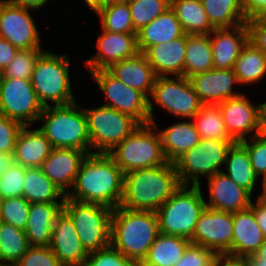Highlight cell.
Here are the masks:
<instances>
[{
  "label": "cell",
  "mask_w": 266,
  "mask_h": 266,
  "mask_svg": "<svg viewBox=\"0 0 266 266\" xmlns=\"http://www.w3.org/2000/svg\"><path fill=\"white\" fill-rule=\"evenodd\" d=\"M123 184L124 173L108 153H91L81 162L67 197L114 209L120 206Z\"/></svg>",
  "instance_id": "6da1fadb"
},
{
  "label": "cell",
  "mask_w": 266,
  "mask_h": 266,
  "mask_svg": "<svg viewBox=\"0 0 266 266\" xmlns=\"http://www.w3.org/2000/svg\"><path fill=\"white\" fill-rule=\"evenodd\" d=\"M180 186L174 163L134 170L124 174L120 206L155 212Z\"/></svg>",
  "instance_id": "7a4b0ae2"
},
{
  "label": "cell",
  "mask_w": 266,
  "mask_h": 266,
  "mask_svg": "<svg viewBox=\"0 0 266 266\" xmlns=\"http://www.w3.org/2000/svg\"><path fill=\"white\" fill-rule=\"evenodd\" d=\"M156 212L118 206L111 216L110 245L137 266L159 235Z\"/></svg>",
  "instance_id": "3957f363"
},
{
  "label": "cell",
  "mask_w": 266,
  "mask_h": 266,
  "mask_svg": "<svg viewBox=\"0 0 266 266\" xmlns=\"http://www.w3.org/2000/svg\"><path fill=\"white\" fill-rule=\"evenodd\" d=\"M80 101L46 106L36 123L53 148H72L91 154L87 118Z\"/></svg>",
  "instance_id": "277c9868"
},
{
  "label": "cell",
  "mask_w": 266,
  "mask_h": 266,
  "mask_svg": "<svg viewBox=\"0 0 266 266\" xmlns=\"http://www.w3.org/2000/svg\"><path fill=\"white\" fill-rule=\"evenodd\" d=\"M69 54L45 50L36 61L31 84L39 102L46 106L68 105L77 101L72 87Z\"/></svg>",
  "instance_id": "5b68a950"
},
{
  "label": "cell",
  "mask_w": 266,
  "mask_h": 266,
  "mask_svg": "<svg viewBox=\"0 0 266 266\" xmlns=\"http://www.w3.org/2000/svg\"><path fill=\"white\" fill-rule=\"evenodd\" d=\"M206 208L200 185H181L155 212L159 232L191 239L200 214Z\"/></svg>",
  "instance_id": "8992f818"
},
{
  "label": "cell",
  "mask_w": 266,
  "mask_h": 266,
  "mask_svg": "<svg viewBox=\"0 0 266 266\" xmlns=\"http://www.w3.org/2000/svg\"><path fill=\"white\" fill-rule=\"evenodd\" d=\"M108 154L124 174L138 169L158 167L167 162L159 132L153 123L138 125Z\"/></svg>",
  "instance_id": "52a82bcc"
},
{
  "label": "cell",
  "mask_w": 266,
  "mask_h": 266,
  "mask_svg": "<svg viewBox=\"0 0 266 266\" xmlns=\"http://www.w3.org/2000/svg\"><path fill=\"white\" fill-rule=\"evenodd\" d=\"M203 104L189 79L184 76H157L148 98L150 123L156 121L155 108L179 119H192ZM172 114V115H171Z\"/></svg>",
  "instance_id": "ba28073f"
},
{
  "label": "cell",
  "mask_w": 266,
  "mask_h": 266,
  "mask_svg": "<svg viewBox=\"0 0 266 266\" xmlns=\"http://www.w3.org/2000/svg\"><path fill=\"white\" fill-rule=\"evenodd\" d=\"M233 143L236 141L201 139L186 151L174 162L181 185H202L205 179L222 172L226 154Z\"/></svg>",
  "instance_id": "9c48e42d"
},
{
  "label": "cell",
  "mask_w": 266,
  "mask_h": 266,
  "mask_svg": "<svg viewBox=\"0 0 266 266\" xmlns=\"http://www.w3.org/2000/svg\"><path fill=\"white\" fill-rule=\"evenodd\" d=\"M62 210L71 218L84 249L90 253L110 246V207L65 197Z\"/></svg>",
  "instance_id": "30bf717a"
},
{
  "label": "cell",
  "mask_w": 266,
  "mask_h": 266,
  "mask_svg": "<svg viewBox=\"0 0 266 266\" xmlns=\"http://www.w3.org/2000/svg\"><path fill=\"white\" fill-rule=\"evenodd\" d=\"M83 110L92 153H109L140 125L131 116L101 104L97 107L83 106Z\"/></svg>",
  "instance_id": "8fae6325"
},
{
  "label": "cell",
  "mask_w": 266,
  "mask_h": 266,
  "mask_svg": "<svg viewBox=\"0 0 266 266\" xmlns=\"http://www.w3.org/2000/svg\"><path fill=\"white\" fill-rule=\"evenodd\" d=\"M92 84L98 86L102 92L101 99L106 107H110L127 114L135 119L139 124H149L150 115L148 111V98L139 90L125 85L107 70L90 71Z\"/></svg>",
  "instance_id": "7c38bea8"
},
{
  "label": "cell",
  "mask_w": 266,
  "mask_h": 266,
  "mask_svg": "<svg viewBox=\"0 0 266 266\" xmlns=\"http://www.w3.org/2000/svg\"><path fill=\"white\" fill-rule=\"evenodd\" d=\"M43 108L31 80L3 77L0 74V113L22 125H35Z\"/></svg>",
  "instance_id": "4fadbf2b"
},
{
  "label": "cell",
  "mask_w": 266,
  "mask_h": 266,
  "mask_svg": "<svg viewBox=\"0 0 266 266\" xmlns=\"http://www.w3.org/2000/svg\"><path fill=\"white\" fill-rule=\"evenodd\" d=\"M35 11L38 13V10L23 5L0 2V37L18 50L44 49L41 31L33 18L35 14H32Z\"/></svg>",
  "instance_id": "5bb4252c"
},
{
  "label": "cell",
  "mask_w": 266,
  "mask_h": 266,
  "mask_svg": "<svg viewBox=\"0 0 266 266\" xmlns=\"http://www.w3.org/2000/svg\"><path fill=\"white\" fill-rule=\"evenodd\" d=\"M233 237V213L206 207L195 225L192 243L214 251L221 259L230 261Z\"/></svg>",
  "instance_id": "9a60e30c"
},
{
  "label": "cell",
  "mask_w": 266,
  "mask_h": 266,
  "mask_svg": "<svg viewBox=\"0 0 266 266\" xmlns=\"http://www.w3.org/2000/svg\"><path fill=\"white\" fill-rule=\"evenodd\" d=\"M96 40V52L83 62L86 71L106 70L112 64L139 53L137 33H112L101 28Z\"/></svg>",
  "instance_id": "2e32d148"
},
{
  "label": "cell",
  "mask_w": 266,
  "mask_h": 266,
  "mask_svg": "<svg viewBox=\"0 0 266 266\" xmlns=\"http://www.w3.org/2000/svg\"><path fill=\"white\" fill-rule=\"evenodd\" d=\"M188 79L203 105H218L227 99L244 94L243 91L240 92V84L234 69L213 68L190 76ZM236 86L239 90L234 89L237 88Z\"/></svg>",
  "instance_id": "e0dca14e"
},
{
  "label": "cell",
  "mask_w": 266,
  "mask_h": 266,
  "mask_svg": "<svg viewBox=\"0 0 266 266\" xmlns=\"http://www.w3.org/2000/svg\"><path fill=\"white\" fill-rule=\"evenodd\" d=\"M205 183L207 185L204 187L200 185V188L202 191L208 190L205 191L208 194L203 191L205 205L208 208L233 213L250 207L254 198L246 189L237 185L223 172H218L205 179Z\"/></svg>",
  "instance_id": "ac0fdd59"
},
{
  "label": "cell",
  "mask_w": 266,
  "mask_h": 266,
  "mask_svg": "<svg viewBox=\"0 0 266 266\" xmlns=\"http://www.w3.org/2000/svg\"><path fill=\"white\" fill-rule=\"evenodd\" d=\"M266 236L257 225L251 207L233 212V237L230 248V261L251 260L265 242Z\"/></svg>",
  "instance_id": "d6986e66"
},
{
  "label": "cell",
  "mask_w": 266,
  "mask_h": 266,
  "mask_svg": "<svg viewBox=\"0 0 266 266\" xmlns=\"http://www.w3.org/2000/svg\"><path fill=\"white\" fill-rule=\"evenodd\" d=\"M50 248L62 266H84L89 254L81 244L71 218L63 210L55 219Z\"/></svg>",
  "instance_id": "ffe728a7"
},
{
  "label": "cell",
  "mask_w": 266,
  "mask_h": 266,
  "mask_svg": "<svg viewBox=\"0 0 266 266\" xmlns=\"http://www.w3.org/2000/svg\"><path fill=\"white\" fill-rule=\"evenodd\" d=\"M245 93L218 104L228 134L236 142L257 135V104Z\"/></svg>",
  "instance_id": "44dd1931"
},
{
  "label": "cell",
  "mask_w": 266,
  "mask_h": 266,
  "mask_svg": "<svg viewBox=\"0 0 266 266\" xmlns=\"http://www.w3.org/2000/svg\"><path fill=\"white\" fill-rule=\"evenodd\" d=\"M86 153L72 148H53L43 162L44 174L67 196L75 183Z\"/></svg>",
  "instance_id": "7402d4cb"
},
{
  "label": "cell",
  "mask_w": 266,
  "mask_h": 266,
  "mask_svg": "<svg viewBox=\"0 0 266 266\" xmlns=\"http://www.w3.org/2000/svg\"><path fill=\"white\" fill-rule=\"evenodd\" d=\"M215 69H234L242 48L249 41L247 23L233 28H215L210 33Z\"/></svg>",
  "instance_id": "603a6c76"
},
{
  "label": "cell",
  "mask_w": 266,
  "mask_h": 266,
  "mask_svg": "<svg viewBox=\"0 0 266 266\" xmlns=\"http://www.w3.org/2000/svg\"><path fill=\"white\" fill-rule=\"evenodd\" d=\"M153 124L159 132L162 151L167 162L174 163L201 140L192 119H178L165 128L160 127L157 121Z\"/></svg>",
  "instance_id": "cb8c5ba5"
},
{
  "label": "cell",
  "mask_w": 266,
  "mask_h": 266,
  "mask_svg": "<svg viewBox=\"0 0 266 266\" xmlns=\"http://www.w3.org/2000/svg\"><path fill=\"white\" fill-rule=\"evenodd\" d=\"M186 34L172 41L149 46L146 56L157 76H184Z\"/></svg>",
  "instance_id": "d4e9b609"
},
{
  "label": "cell",
  "mask_w": 266,
  "mask_h": 266,
  "mask_svg": "<svg viewBox=\"0 0 266 266\" xmlns=\"http://www.w3.org/2000/svg\"><path fill=\"white\" fill-rule=\"evenodd\" d=\"M106 70L125 85L150 97L157 75L143 53L112 64Z\"/></svg>",
  "instance_id": "484cf974"
},
{
  "label": "cell",
  "mask_w": 266,
  "mask_h": 266,
  "mask_svg": "<svg viewBox=\"0 0 266 266\" xmlns=\"http://www.w3.org/2000/svg\"><path fill=\"white\" fill-rule=\"evenodd\" d=\"M36 126L23 125L16 140L14 162L26 168L41 167L53 149L49 140Z\"/></svg>",
  "instance_id": "4316f807"
},
{
  "label": "cell",
  "mask_w": 266,
  "mask_h": 266,
  "mask_svg": "<svg viewBox=\"0 0 266 266\" xmlns=\"http://www.w3.org/2000/svg\"><path fill=\"white\" fill-rule=\"evenodd\" d=\"M64 203H30L25 234L30 246H50L52 229Z\"/></svg>",
  "instance_id": "83f0119b"
},
{
  "label": "cell",
  "mask_w": 266,
  "mask_h": 266,
  "mask_svg": "<svg viewBox=\"0 0 266 266\" xmlns=\"http://www.w3.org/2000/svg\"><path fill=\"white\" fill-rule=\"evenodd\" d=\"M181 23L169 7L148 25L137 31V45L143 53L149 46L166 43L184 35Z\"/></svg>",
  "instance_id": "f1b7e54d"
},
{
  "label": "cell",
  "mask_w": 266,
  "mask_h": 266,
  "mask_svg": "<svg viewBox=\"0 0 266 266\" xmlns=\"http://www.w3.org/2000/svg\"><path fill=\"white\" fill-rule=\"evenodd\" d=\"M222 172L252 196L258 197L255 194L260 193L261 186L258 185L261 180L251 166L247 149L240 142L233 143L228 149Z\"/></svg>",
  "instance_id": "f546056e"
},
{
  "label": "cell",
  "mask_w": 266,
  "mask_h": 266,
  "mask_svg": "<svg viewBox=\"0 0 266 266\" xmlns=\"http://www.w3.org/2000/svg\"><path fill=\"white\" fill-rule=\"evenodd\" d=\"M22 196L29 203H64L66 197L41 167H25Z\"/></svg>",
  "instance_id": "4dcf8cb0"
},
{
  "label": "cell",
  "mask_w": 266,
  "mask_h": 266,
  "mask_svg": "<svg viewBox=\"0 0 266 266\" xmlns=\"http://www.w3.org/2000/svg\"><path fill=\"white\" fill-rule=\"evenodd\" d=\"M190 242L187 238L159 233L138 266H174L182 258Z\"/></svg>",
  "instance_id": "1f68e13d"
},
{
  "label": "cell",
  "mask_w": 266,
  "mask_h": 266,
  "mask_svg": "<svg viewBox=\"0 0 266 266\" xmlns=\"http://www.w3.org/2000/svg\"><path fill=\"white\" fill-rule=\"evenodd\" d=\"M234 73L240 88L259 85L266 77V55L249 40L235 62Z\"/></svg>",
  "instance_id": "d6a6232c"
},
{
  "label": "cell",
  "mask_w": 266,
  "mask_h": 266,
  "mask_svg": "<svg viewBox=\"0 0 266 266\" xmlns=\"http://www.w3.org/2000/svg\"><path fill=\"white\" fill-rule=\"evenodd\" d=\"M186 35H207L215 27L211 24L201 0H170Z\"/></svg>",
  "instance_id": "836d02e7"
},
{
  "label": "cell",
  "mask_w": 266,
  "mask_h": 266,
  "mask_svg": "<svg viewBox=\"0 0 266 266\" xmlns=\"http://www.w3.org/2000/svg\"><path fill=\"white\" fill-rule=\"evenodd\" d=\"M210 34L186 35L184 77L213 69Z\"/></svg>",
  "instance_id": "e575fe53"
},
{
  "label": "cell",
  "mask_w": 266,
  "mask_h": 266,
  "mask_svg": "<svg viewBox=\"0 0 266 266\" xmlns=\"http://www.w3.org/2000/svg\"><path fill=\"white\" fill-rule=\"evenodd\" d=\"M204 10L215 28H233L247 23L243 0H201Z\"/></svg>",
  "instance_id": "d590c367"
},
{
  "label": "cell",
  "mask_w": 266,
  "mask_h": 266,
  "mask_svg": "<svg viewBox=\"0 0 266 266\" xmlns=\"http://www.w3.org/2000/svg\"><path fill=\"white\" fill-rule=\"evenodd\" d=\"M192 121L201 139L234 140L228 134L218 105H203Z\"/></svg>",
  "instance_id": "8d00e7d4"
},
{
  "label": "cell",
  "mask_w": 266,
  "mask_h": 266,
  "mask_svg": "<svg viewBox=\"0 0 266 266\" xmlns=\"http://www.w3.org/2000/svg\"><path fill=\"white\" fill-rule=\"evenodd\" d=\"M29 247L24 230L0 221V261L14 266Z\"/></svg>",
  "instance_id": "74e56055"
},
{
  "label": "cell",
  "mask_w": 266,
  "mask_h": 266,
  "mask_svg": "<svg viewBox=\"0 0 266 266\" xmlns=\"http://www.w3.org/2000/svg\"><path fill=\"white\" fill-rule=\"evenodd\" d=\"M100 28L112 33H137L132 24L128 1L105 5L97 14Z\"/></svg>",
  "instance_id": "f35d334b"
},
{
  "label": "cell",
  "mask_w": 266,
  "mask_h": 266,
  "mask_svg": "<svg viewBox=\"0 0 266 266\" xmlns=\"http://www.w3.org/2000/svg\"><path fill=\"white\" fill-rule=\"evenodd\" d=\"M132 24L137 32L170 7V0H127Z\"/></svg>",
  "instance_id": "ab89813d"
},
{
  "label": "cell",
  "mask_w": 266,
  "mask_h": 266,
  "mask_svg": "<svg viewBox=\"0 0 266 266\" xmlns=\"http://www.w3.org/2000/svg\"><path fill=\"white\" fill-rule=\"evenodd\" d=\"M47 49H20L14 59L2 71L3 77L31 80L38 57Z\"/></svg>",
  "instance_id": "60d3db41"
},
{
  "label": "cell",
  "mask_w": 266,
  "mask_h": 266,
  "mask_svg": "<svg viewBox=\"0 0 266 266\" xmlns=\"http://www.w3.org/2000/svg\"><path fill=\"white\" fill-rule=\"evenodd\" d=\"M30 203L23 196L2 199L0 221L25 230Z\"/></svg>",
  "instance_id": "b9f144b4"
},
{
  "label": "cell",
  "mask_w": 266,
  "mask_h": 266,
  "mask_svg": "<svg viewBox=\"0 0 266 266\" xmlns=\"http://www.w3.org/2000/svg\"><path fill=\"white\" fill-rule=\"evenodd\" d=\"M25 167L13 163L0 177V198L22 196Z\"/></svg>",
  "instance_id": "7bdbcfd3"
},
{
  "label": "cell",
  "mask_w": 266,
  "mask_h": 266,
  "mask_svg": "<svg viewBox=\"0 0 266 266\" xmlns=\"http://www.w3.org/2000/svg\"><path fill=\"white\" fill-rule=\"evenodd\" d=\"M222 259L212 250L190 242L174 266H217Z\"/></svg>",
  "instance_id": "ee69618b"
},
{
  "label": "cell",
  "mask_w": 266,
  "mask_h": 266,
  "mask_svg": "<svg viewBox=\"0 0 266 266\" xmlns=\"http://www.w3.org/2000/svg\"><path fill=\"white\" fill-rule=\"evenodd\" d=\"M240 143L247 149L251 166L261 180L266 175V137L254 135Z\"/></svg>",
  "instance_id": "f6af8a7d"
},
{
  "label": "cell",
  "mask_w": 266,
  "mask_h": 266,
  "mask_svg": "<svg viewBox=\"0 0 266 266\" xmlns=\"http://www.w3.org/2000/svg\"><path fill=\"white\" fill-rule=\"evenodd\" d=\"M84 266H137L132 260L124 256L111 245L87 256Z\"/></svg>",
  "instance_id": "bcb514c9"
},
{
  "label": "cell",
  "mask_w": 266,
  "mask_h": 266,
  "mask_svg": "<svg viewBox=\"0 0 266 266\" xmlns=\"http://www.w3.org/2000/svg\"><path fill=\"white\" fill-rule=\"evenodd\" d=\"M14 266H62L50 246H30Z\"/></svg>",
  "instance_id": "7dc6e473"
},
{
  "label": "cell",
  "mask_w": 266,
  "mask_h": 266,
  "mask_svg": "<svg viewBox=\"0 0 266 266\" xmlns=\"http://www.w3.org/2000/svg\"><path fill=\"white\" fill-rule=\"evenodd\" d=\"M22 126L17 120L0 113V153H14L16 140Z\"/></svg>",
  "instance_id": "c3c4849f"
},
{
  "label": "cell",
  "mask_w": 266,
  "mask_h": 266,
  "mask_svg": "<svg viewBox=\"0 0 266 266\" xmlns=\"http://www.w3.org/2000/svg\"><path fill=\"white\" fill-rule=\"evenodd\" d=\"M249 40L266 55V19L247 21Z\"/></svg>",
  "instance_id": "681fc988"
},
{
  "label": "cell",
  "mask_w": 266,
  "mask_h": 266,
  "mask_svg": "<svg viewBox=\"0 0 266 266\" xmlns=\"http://www.w3.org/2000/svg\"><path fill=\"white\" fill-rule=\"evenodd\" d=\"M245 20L266 19V0H243Z\"/></svg>",
  "instance_id": "f907efd6"
},
{
  "label": "cell",
  "mask_w": 266,
  "mask_h": 266,
  "mask_svg": "<svg viewBox=\"0 0 266 266\" xmlns=\"http://www.w3.org/2000/svg\"><path fill=\"white\" fill-rule=\"evenodd\" d=\"M250 207L254 212L257 225L261 228L263 234L266 236V200L261 197L252 199Z\"/></svg>",
  "instance_id": "816d5d0a"
},
{
  "label": "cell",
  "mask_w": 266,
  "mask_h": 266,
  "mask_svg": "<svg viewBox=\"0 0 266 266\" xmlns=\"http://www.w3.org/2000/svg\"><path fill=\"white\" fill-rule=\"evenodd\" d=\"M18 49L5 38L0 37V74L14 59Z\"/></svg>",
  "instance_id": "f5cc1de1"
},
{
  "label": "cell",
  "mask_w": 266,
  "mask_h": 266,
  "mask_svg": "<svg viewBox=\"0 0 266 266\" xmlns=\"http://www.w3.org/2000/svg\"><path fill=\"white\" fill-rule=\"evenodd\" d=\"M257 135L266 137V101L257 103Z\"/></svg>",
  "instance_id": "db71d44e"
},
{
  "label": "cell",
  "mask_w": 266,
  "mask_h": 266,
  "mask_svg": "<svg viewBox=\"0 0 266 266\" xmlns=\"http://www.w3.org/2000/svg\"><path fill=\"white\" fill-rule=\"evenodd\" d=\"M7 3L11 4H18V5H23L35 10H43L42 8H46L47 5H49L50 0H4Z\"/></svg>",
  "instance_id": "11a10c76"
},
{
  "label": "cell",
  "mask_w": 266,
  "mask_h": 266,
  "mask_svg": "<svg viewBox=\"0 0 266 266\" xmlns=\"http://www.w3.org/2000/svg\"><path fill=\"white\" fill-rule=\"evenodd\" d=\"M246 263L248 265H266V239L255 256L251 260L246 261Z\"/></svg>",
  "instance_id": "9f6ffc18"
},
{
  "label": "cell",
  "mask_w": 266,
  "mask_h": 266,
  "mask_svg": "<svg viewBox=\"0 0 266 266\" xmlns=\"http://www.w3.org/2000/svg\"><path fill=\"white\" fill-rule=\"evenodd\" d=\"M14 163V153H0V177Z\"/></svg>",
  "instance_id": "6f0895ef"
},
{
  "label": "cell",
  "mask_w": 266,
  "mask_h": 266,
  "mask_svg": "<svg viewBox=\"0 0 266 266\" xmlns=\"http://www.w3.org/2000/svg\"><path fill=\"white\" fill-rule=\"evenodd\" d=\"M83 5L85 4L86 9L92 12L95 16L103 8V0H81Z\"/></svg>",
  "instance_id": "680465c9"
},
{
  "label": "cell",
  "mask_w": 266,
  "mask_h": 266,
  "mask_svg": "<svg viewBox=\"0 0 266 266\" xmlns=\"http://www.w3.org/2000/svg\"><path fill=\"white\" fill-rule=\"evenodd\" d=\"M217 266H249L246 262H234L222 259Z\"/></svg>",
  "instance_id": "91938a15"
},
{
  "label": "cell",
  "mask_w": 266,
  "mask_h": 266,
  "mask_svg": "<svg viewBox=\"0 0 266 266\" xmlns=\"http://www.w3.org/2000/svg\"><path fill=\"white\" fill-rule=\"evenodd\" d=\"M262 188H260V193L259 194H266V175L261 179V185Z\"/></svg>",
  "instance_id": "94428289"
},
{
  "label": "cell",
  "mask_w": 266,
  "mask_h": 266,
  "mask_svg": "<svg viewBox=\"0 0 266 266\" xmlns=\"http://www.w3.org/2000/svg\"><path fill=\"white\" fill-rule=\"evenodd\" d=\"M127 0H103V7L111 3L126 2Z\"/></svg>",
  "instance_id": "6125c7cd"
},
{
  "label": "cell",
  "mask_w": 266,
  "mask_h": 266,
  "mask_svg": "<svg viewBox=\"0 0 266 266\" xmlns=\"http://www.w3.org/2000/svg\"><path fill=\"white\" fill-rule=\"evenodd\" d=\"M258 197L264 198L266 200V194H259Z\"/></svg>",
  "instance_id": "be15d7a7"
},
{
  "label": "cell",
  "mask_w": 266,
  "mask_h": 266,
  "mask_svg": "<svg viewBox=\"0 0 266 266\" xmlns=\"http://www.w3.org/2000/svg\"><path fill=\"white\" fill-rule=\"evenodd\" d=\"M0 266H7L4 262L0 261Z\"/></svg>",
  "instance_id": "e7e4bbea"
},
{
  "label": "cell",
  "mask_w": 266,
  "mask_h": 266,
  "mask_svg": "<svg viewBox=\"0 0 266 266\" xmlns=\"http://www.w3.org/2000/svg\"><path fill=\"white\" fill-rule=\"evenodd\" d=\"M249 266H266V265H249Z\"/></svg>",
  "instance_id": "03108f58"
}]
</instances>
